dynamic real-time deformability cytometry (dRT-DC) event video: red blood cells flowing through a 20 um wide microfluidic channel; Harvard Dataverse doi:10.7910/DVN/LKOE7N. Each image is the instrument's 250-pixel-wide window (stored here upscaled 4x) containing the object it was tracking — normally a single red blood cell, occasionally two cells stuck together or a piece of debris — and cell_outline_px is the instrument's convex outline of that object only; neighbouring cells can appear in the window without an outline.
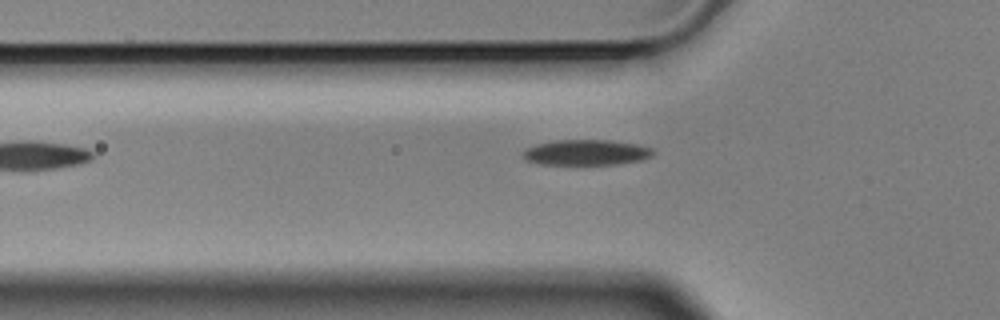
{"species": "Egyptian fruit bat (a non-hibernating species)", "species_latin": "Rousettus aegyptiacus", "temperature_condition": "cold", "stored_images_in_passage": 5, "camera_frame_rate_fps": 3000, "um_per_image_px": 0.085, "animal": {"sex": "male"}, "frame": {"image": 1, "passage_image": 5, "time_ms": 1.333, "image_size_px": [1000, 320], "cell_outline_px": [[656, 152], [652, 156], [644, 160], [616, 164], [540, 164], [528, 160], [524, 156], [524, 152], [528, 148], [536, 144], [556, 140], [612, 140], [636, 144], [652, 148]], "centroid_in_image_um": [49.92, 12.95], "position_along_channel_um": 75.9, "area_um2": 19.25}}